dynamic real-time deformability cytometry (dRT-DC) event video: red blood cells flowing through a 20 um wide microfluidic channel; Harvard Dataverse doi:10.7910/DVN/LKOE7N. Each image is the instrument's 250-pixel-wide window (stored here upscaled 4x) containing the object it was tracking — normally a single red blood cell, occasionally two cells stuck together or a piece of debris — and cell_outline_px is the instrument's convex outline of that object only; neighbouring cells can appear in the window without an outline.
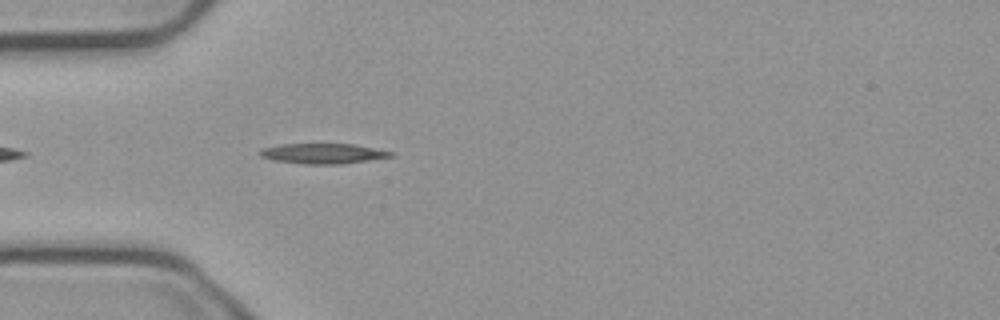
{"species": "common noctule bat (a hibernating species)", "species_latin": "Nyctalus noctula", "temperature_condition": "cold", "stored_images_in_passage": 42, "camera_frame_rate_fps": 3000, "um_per_image_px": 0.085, "animal": {"sex": "male", "body_mass_g": 23.1, "forearm_length_mm": 52.7}, "frame": {"image": 1, "passage_image": 4, "time_ms": 1.0, "image_size_px": [1000, 320], "cell_outline_px": [[396, 156], [340, 164], [304, 164], [272, 160], [260, 156], [260, 148], [280, 144], [356, 144], [396, 152]], "centroid_in_image_um": [27.49, 13.04], "position_along_channel_um": 57.5, "area_um2": 15.61}}
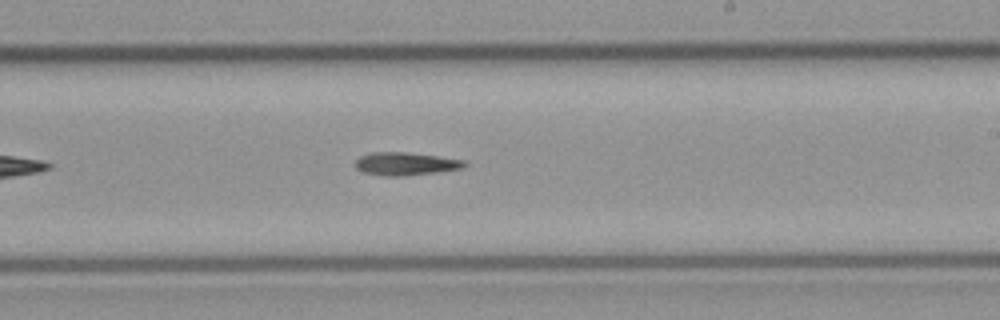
{"frame": {"image": 2, "passage_image": 20, "time_ms": 6.333, "image_size_px": [1000, 320], "cell_outline_px": [[468, 164], [460, 168], [436, 172], [404, 176], [384, 176], [364, 172], [356, 168], [352, 164], [360, 156], [372, 152], [404, 152], [436, 156], [464, 160]], "centroid_in_image_um": [34.41, 13.92], "position_along_channel_um": 254.6, "area_um2": 14.51}}
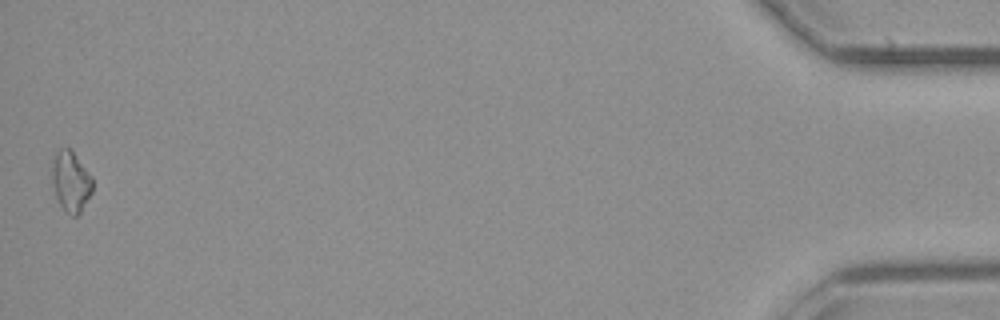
{"frame": {"image": 3, "passage_image": 42, "time_ms": 13.667, "image_size_px": [1000, 320], "cell_outline_px": [[92, 192], [80, 212], [76, 216], [72, 216], [60, 204], [56, 196], [52, 184], [52, 164], [56, 152], [60, 148], [68, 148], [72, 152], [92, 176]], "centroid_in_image_um": [6.01, 15.42], "position_along_channel_um": 429.2, "area_um2": 13.93}}